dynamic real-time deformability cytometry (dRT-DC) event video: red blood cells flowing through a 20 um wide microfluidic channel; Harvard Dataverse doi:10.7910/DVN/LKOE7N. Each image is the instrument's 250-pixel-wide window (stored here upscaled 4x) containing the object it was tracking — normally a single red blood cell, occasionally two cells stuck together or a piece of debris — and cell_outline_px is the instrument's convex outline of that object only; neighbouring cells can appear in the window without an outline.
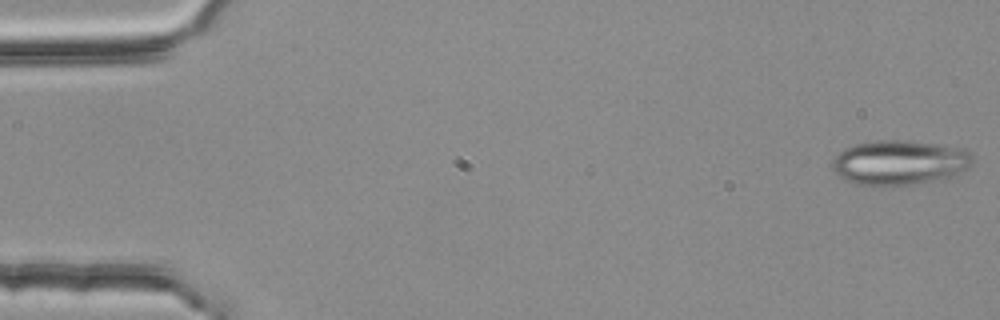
{"species": "common noctule bat (a hibernating species)", "species_latin": "Nyctalus noctula", "temperature_condition": "room temperature", "stored_images_in_passage": 26, "camera_frame_rate_fps": 3000, "um_per_image_px": 0.085, "animal": {"sex": "female", "body_mass_g": 25.1}, "frame": {"image": 1, "passage_image": 1, "time_ms": 0.0, "image_size_px": [1000, 320], "cell_outline_px": [[976, 160], [968, 168], [960, 172], [936, 180], [892, 188], [872, 188], [856, 184], [844, 180], [832, 168], [832, 160], [844, 148], [856, 144], [872, 140], [904, 140], [936, 144], [964, 148]], "centroid_in_image_um": [76.42, 13.85], "position_along_channel_um": 8.6, "area_um2": 37.34}}
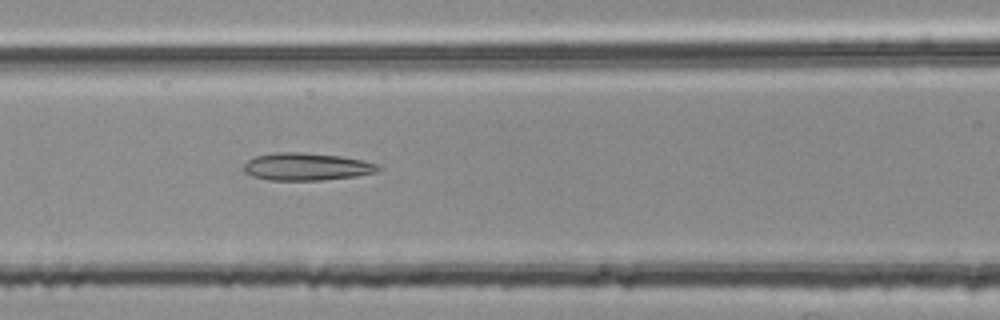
{"frame": {"image": 2, "passage_image": 23, "time_ms": 7.333, "image_size_px": [1000, 320], "cell_outline_px": [[380, 168], [376, 172], [356, 176], [320, 180], [268, 180], [252, 176], [244, 172], [244, 164], [248, 160], [256, 156], [276, 152], [304, 152], [340, 156], [380, 164]], "centroid_in_image_um": [26.04, 14.16], "position_along_channel_um": 140.6, "area_um2": 21.5}}
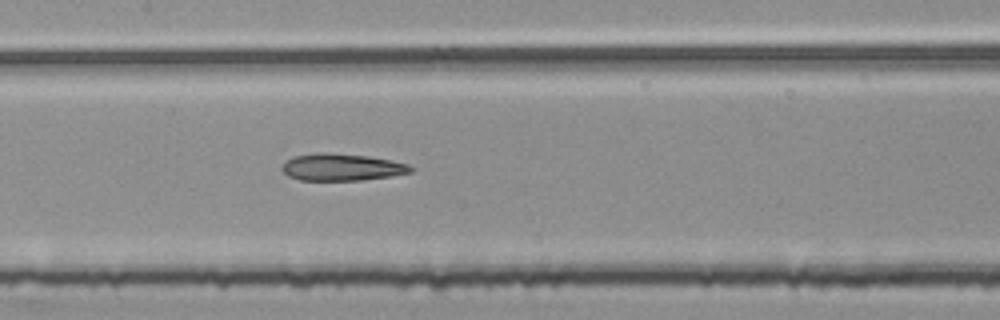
{"frame": {"image": 3, "passage_image": 26, "time_ms": 8.333, "image_size_px": [1000, 320], "cell_outline_px": [[416, 168], [412, 172], [392, 176], [364, 180], [300, 180], [288, 176], [284, 172], [284, 164], [292, 156], [320, 152], [324, 152], [368, 156], [392, 160], [408, 164]], "centroid_in_image_um": [29.12, 14.21], "position_along_channel_um": 178.3, "area_um2": 20.29}}